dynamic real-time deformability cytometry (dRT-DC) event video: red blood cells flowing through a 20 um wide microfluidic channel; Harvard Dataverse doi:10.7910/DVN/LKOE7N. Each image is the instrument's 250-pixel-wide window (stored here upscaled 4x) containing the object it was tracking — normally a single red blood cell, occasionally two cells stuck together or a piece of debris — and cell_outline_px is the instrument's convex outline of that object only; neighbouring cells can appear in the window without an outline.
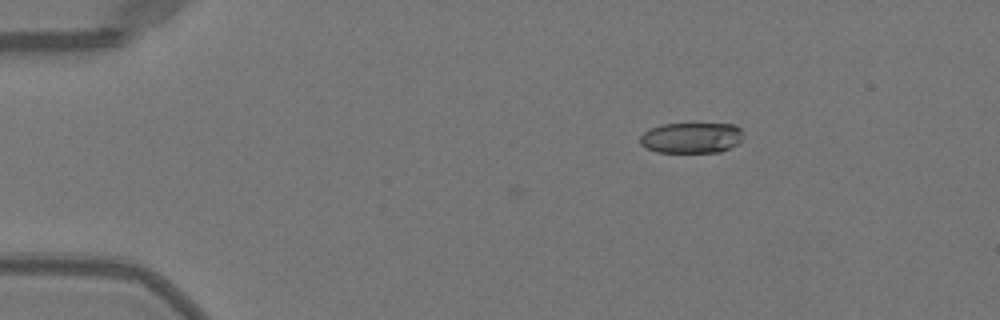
{"species": "Egyptian fruit bat (a non-hibernating species)", "species_latin": "Rousettus aegyptiacus", "temperature_condition": "warm", "stored_images_in_passage": 43, "camera_frame_rate_fps": 3000, "um_per_image_px": 0.085, "animal": {"sex": "female"}, "frame": {"image": 1, "passage_image": 1, "time_ms": 0.0, "image_size_px": [1000, 320], "cell_outline_px": [[744, 136], [736, 144], [720, 152], [656, 152], [644, 148], [640, 144], [640, 136], [648, 128], [660, 124], [736, 124], [740, 128]], "centroid_in_image_um": [58.73, 11.71], "position_along_channel_um": 26.3, "area_um2": 18.61}}
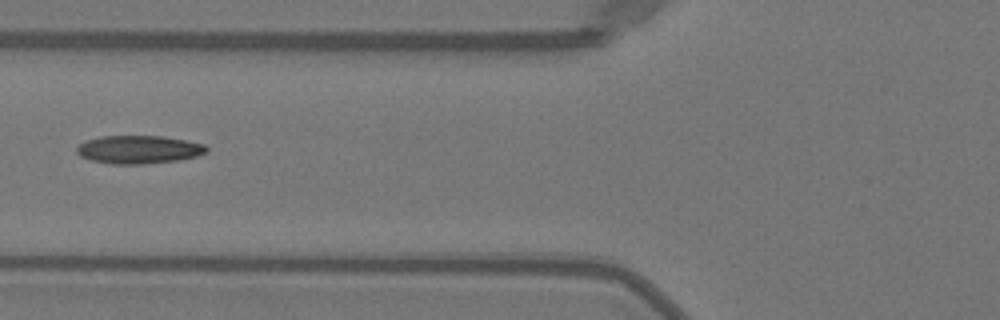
{"frame": {"image": 2, "passage_image": 13, "time_ms": 4.0, "image_size_px": [1000, 320], "cell_outline_px": [[208, 152], [196, 156], [176, 160], [144, 164], [112, 164], [92, 160], [80, 156], [76, 152], [76, 148], [84, 140], [100, 136], [160, 136], [184, 140], [204, 144], [208, 148]], "centroid_in_image_um": [11.76, 12.71], "position_along_channel_um": 114.0, "area_um2": 21.21}}
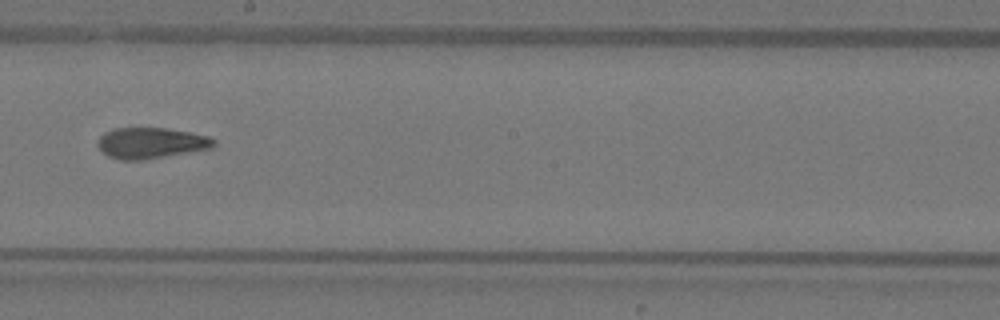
{"frame": {"image": 3, "passage_image": 22, "time_ms": 7.0, "image_size_px": [1000, 320], "cell_outline_px": [[216, 144], [212, 148], [144, 160], [120, 160], [108, 156], [96, 144], [100, 136], [104, 132], [112, 128], [164, 128], [188, 132], [208, 136], [216, 140]], "centroid_in_image_um": [12.82, 12.16], "position_along_channel_um": 235.4, "area_um2": 20.92}, "authors_computed_cell_mechanics": {"area_um2": 20.8658, "velocity_mm_per_s": 4.0376, "shape_relaxation_time_tau1_ms": 7.5941, "shape_relaxation_time_tau2_ms": 2.302, "deformation_change_tau1": 0.2154, "deformation_change_tau2": 0.0892}}